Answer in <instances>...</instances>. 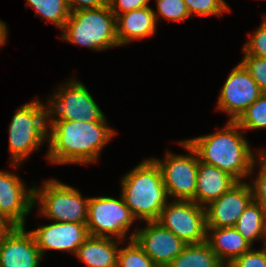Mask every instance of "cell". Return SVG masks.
<instances>
[{
    "mask_svg": "<svg viewBox=\"0 0 266 267\" xmlns=\"http://www.w3.org/2000/svg\"><path fill=\"white\" fill-rule=\"evenodd\" d=\"M106 124V121H55L49 126V161L58 164L95 162L115 133Z\"/></svg>",
    "mask_w": 266,
    "mask_h": 267,
    "instance_id": "6da1fadb",
    "label": "cell"
},
{
    "mask_svg": "<svg viewBox=\"0 0 266 267\" xmlns=\"http://www.w3.org/2000/svg\"><path fill=\"white\" fill-rule=\"evenodd\" d=\"M238 129L241 128L236 122L229 121L217 133L185 141L196 151L200 161L214 165L237 181H242V177L246 178L254 170L255 157Z\"/></svg>",
    "mask_w": 266,
    "mask_h": 267,
    "instance_id": "7a4b0ae2",
    "label": "cell"
},
{
    "mask_svg": "<svg viewBox=\"0 0 266 267\" xmlns=\"http://www.w3.org/2000/svg\"><path fill=\"white\" fill-rule=\"evenodd\" d=\"M122 197L136 219L154 221L167 202L162 174L153 159L138 164L122 179Z\"/></svg>",
    "mask_w": 266,
    "mask_h": 267,
    "instance_id": "3957f363",
    "label": "cell"
},
{
    "mask_svg": "<svg viewBox=\"0 0 266 267\" xmlns=\"http://www.w3.org/2000/svg\"><path fill=\"white\" fill-rule=\"evenodd\" d=\"M61 38L94 50L119 46L116 37V16L109 4L97 9L72 11Z\"/></svg>",
    "mask_w": 266,
    "mask_h": 267,
    "instance_id": "277c9868",
    "label": "cell"
},
{
    "mask_svg": "<svg viewBox=\"0 0 266 267\" xmlns=\"http://www.w3.org/2000/svg\"><path fill=\"white\" fill-rule=\"evenodd\" d=\"M44 105L39 100L24 104L14 114L9 125V151L12 166L26 159L33 150L47 140Z\"/></svg>",
    "mask_w": 266,
    "mask_h": 267,
    "instance_id": "5b68a950",
    "label": "cell"
},
{
    "mask_svg": "<svg viewBox=\"0 0 266 267\" xmlns=\"http://www.w3.org/2000/svg\"><path fill=\"white\" fill-rule=\"evenodd\" d=\"M39 201L40 214L55 222L86 223L89 198L83 199L79 190L48 180L41 190L34 187V204Z\"/></svg>",
    "mask_w": 266,
    "mask_h": 267,
    "instance_id": "8992f818",
    "label": "cell"
},
{
    "mask_svg": "<svg viewBox=\"0 0 266 267\" xmlns=\"http://www.w3.org/2000/svg\"><path fill=\"white\" fill-rule=\"evenodd\" d=\"M64 90L59 88V92L54 94L49 100L50 104L45 109V118L52 117L46 126L49 127L55 121H106L105 115L96 104L87 88L80 81L71 80ZM48 109V110H47ZM55 118V119H54Z\"/></svg>",
    "mask_w": 266,
    "mask_h": 267,
    "instance_id": "52a82bcc",
    "label": "cell"
},
{
    "mask_svg": "<svg viewBox=\"0 0 266 267\" xmlns=\"http://www.w3.org/2000/svg\"><path fill=\"white\" fill-rule=\"evenodd\" d=\"M136 220L126 206L123 197L89 198L87 212V230L91 236L116 237L121 240L125 237L132 223Z\"/></svg>",
    "mask_w": 266,
    "mask_h": 267,
    "instance_id": "ba28073f",
    "label": "cell"
},
{
    "mask_svg": "<svg viewBox=\"0 0 266 267\" xmlns=\"http://www.w3.org/2000/svg\"><path fill=\"white\" fill-rule=\"evenodd\" d=\"M156 221L187 245L203 243L209 234L205 207L195 201L174 200L166 204Z\"/></svg>",
    "mask_w": 266,
    "mask_h": 267,
    "instance_id": "9c48e42d",
    "label": "cell"
},
{
    "mask_svg": "<svg viewBox=\"0 0 266 267\" xmlns=\"http://www.w3.org/2000/svg\"><path fill=\"white\" fill-rule=\"evenodd\" d=\"M180 143L191 155L174 156L167 152L164 162L153 160L160 168L167 195L174 196V200L195 201L198 155L186 141Z\"/></svg>",
    "mask_w": 266,
    "mask_h": 267,
    "instance_id": "30bf717a",
    "label": "cell"
},
{
    "mask_svg": "<svg viewBox=\"0 0 266 267\" xmlns=\"http://www.w3.org/2000/svg\"><path fill=\"white\" fill-rule=\"evenodd\" d=\"M262 94L258 84L239 63L229 74L220 92L217 108L231 115L229 121L236 122Z\"/></svg>",
    "mask_w": 266,
    "mask_h": 267,
    "instance_id": "8fae6325",
    "label": "cell"
},
{
    "mask_svg": "<svg viewBox=\"0 0 266 267\" xmlns=\"http://www.w3.org/2000/svg\"><path fill=\"white\" fill-rule=\"evenodd\" d=\"M146 222V228L135 230L128 239H134L158 267H167L187 244L158 221Z\"/></svg>",
    "mask_w": 266,
    "mask_h": 267,
    "instance_id": "7c38bea8",
    "label": "cell"
},
{
    "mask_svg": "<svg viewBox=\"0 0 266 267\" xmlns=\"http://www.w3.org/2000/svg\"><path fill=\"white\" fill-rule=\"evenodd\" d=\"M252 200L251 185L238 181L222 196L205 207L207 228L234 227Z\"/></svg>",
    "mask_w": 266,
    "mask_h": 267,
    "instance_id": "4fadbf2b",
    "label": "cell"
},
{
    "mask_svg": "<svg viewBox=\"0 0 266 267\" xmlns=\"http://www.w3.org/2000/svg\"><path fill=\"white\" fill-rule=\"evenodd\" d=\"M26 190L16 174L0 171V214L14 227H24L25 217L35 206L34 186Z\"/></svg>",
    "mask_w": 266,
    "mask_h": 267,
    "instance_id": "5bb4252c",
    "label": "cell"
},
{
    "mask_svg": "<svg viewBox=\"0 0 266 267\" xmlns=\"http://www.w3.org/2000/svg\"><path fill=\"white\" fill-rule=\"evenodd\" d=\"M42 256L47 250L77 252L89 236L86 223L55 222L29 231Z\"/></svg>",
    "mask_w": 266,
    "mask_h": 267,
    "instance_id": "9a60e30c",
    "label": "cell"
},
{
    "mask_svg": "<svg viewBox=\"0 0 266 267\" xmlns=\"http://www.w3.org/2000/svg\"><path fill=\"white\" fill-rule=\"evenodd\" d=\"M42 259L34 237L25 227H13L0 245V267H38Z\"/></svg>",
    "mask_w": 266,
    "mask_h": 267,
    "instance_id": "2e32d148",
    "label": "cell"
},
{
    "mask_svg": "<svg viewBox=\"0 0 266 267\" xmlns=\"http://www.w3.org/2000/svg\"><path fill=\"white\" fill-rule=\"evenodd\" d=\"M237 182L226 171L214 165L204 163L198 158L195 202L206 207V205L218 199Z\"/></svg>",
    "mask_w": 266,
    "mask_h": 267,
    "instance_id": "e0dca14e",
    "label": "cell"
},
{
    "mask_svg": "<svg viewBox=\"0 0 266 267\" xmlns=\"http://www.w3.org/2000/svg\"><path fill=\"white\" fill-rule=\"evenodd\" d=\"M156 23L154 11L149 6L119 14L116 17L119 46L154 35Z\"/></svg>",
    "mask_w": 266,
    "mask_h": 267,
    "instance_id": "ac0fdd59",
    "label": "cell"
},
{
    "mask_svg": "<svg viewBox=\"0 0 266 267\" xmlns=\"http://www.w3.org/2000/svg\"><path fill=\"white\" fill-rule=\"evenodd\" d=\"M209 231L211 232V239L207 235L206 242L224 265L228 266L234 259L252 248V245L235 227L207 228V232Z\"/></svg>",
    "mask_w": 266,
    "mask_h": 267,
    "instance_id": "d6986e66",
    "label": "cell"
},
{
    "mask_svg": "<svg viewBox=\"0 0 266 267\" xmlns=\"http://www.w3.org/2000/svg\"><path fill=\"white\" fill-rule=\"evenodd\" d=\"M114 239L89 235L75 255L88 267H117L119 248Z\"/></svg>",
    "mask_w": 266,
    "mask_h": 267,
    "instance_id": "ffe728a7",
    "label": "cell"
},
{
    "mask_svg": "<svg viewBox=\"0 0 266 267\" xmlns=\"http://www.w3.org/2000/svg\"><path fill=\"white\" fill-rule=\"evenodd\" d=\"M167 267H225L205 241L188 244Z\"/></svg>",
    "mask_w": 266,
    "mask_h": 267,
    "instance_id": "44dd1931",
    "label": "cell"
},
{
    "mask_svg": "<svg viewBox=\"0 0 266 267\" xmlns=\"http://www.w3.org/2000/svg\"><path fill=\"white\" fill-rule=\"evenodd\" d=\"M234 227L252 245L255 239L262 238L266 232V210L252 200Z\"/></svg>",
    "mask_w": 266,
    "mask_h": 267,
    "instance_id": "7402d4cb",
    "label": "cell"
},
{
    "mask_svg": "<svg viewBox=\"0 0 266 267\" xmlns=\"http://www.w3.org/2000/svg\"><path fill=\"white\" fill-rule=\"evenodd\" d=\"M26 5H31L36 10L35 16L46 18L63 30L71 11L65 0H27Z\"/></svg>",
    "mask_w": 266,
    "mask_h": 267,
    "instance_id": "603a6c76",
    "label": "cell"
},
{
    "mask_svg": "<svg viewBox=\"0 0 266 267\" xmlns=\"http://www.w3.org/2000/svg\"><path fill=\"white\" fill-rule=\"evenodd\" d=\"M117 267H158L133 239L118 251Z\"/></svg>",
    "mask_w": 266,
    "mask_h": 267,
    "instance_id": "cb8c5ba5",
    "label": "cell"
},
{
    "mask_svg": "<svg viewBox=\"0 0 266 267\" xmlns=\"http://www.w3.org/2000/svg\"><path fill=\"white\" fill-rule=\"evenodd\" d=\"M241 129L266 127V93H263L236 121Z\"/></svg>",
    "mask_w": 266,
    "mask_h": 267,
    "instance_id": "d4e9b609",
    "label": "cell"
},
{
    "mask_svg": "<svg viewBox=\"0 0 266 267\" xmlns=\"http://www.w3.org/2000/svg\"><path fill=\"white\" fill-rule=\"evenodd\" d=\"M186 8L192 16L196 14L199 16L217 15L221 17V13L230 11L224 0H183Z\"/></svg>",
    "mask_w": 266,
    "mask_h": 267,
    "instance_id": "484cf974",
    "label": "cell"
},
{
    "mask_svg": "<svg viewBox=\"0 0 266 267\" xmlns=\"http://www.w3.org/2000/svg\"><path fill=\"white\" fill-rule=\"evenodd\" d=\"M157 7L158 12H154L156 21L157 16L172 21H184L190 17L183 0H157Z\"/></svg>",
    "mask_w": 266,
    "mask_h": 267,
    "instance_id": "4316f807",
    "label": "cell"
},
{
    "mask_svg": "<svg viewBox=\"0 0 266 267\" xmlns=\"http://www.w3.org/2000/svg\"><path fill=\"white\" fill-rule=\"evenodd\" d=\"M253 80L258 84L262 93H266V58L244 54L242 62Z\"/></svg>",
    "mask_w": 266,
    "mask_h": 267,
    "instance_id": "83f0119b",
    "label": "cell"
},
{
    "mask_svg": "<svg viewBox=\"0 0 266 267\" xmlns=\"http://www.w3.org/2000/svg\"><path fill=\"white\" fill-rule=\"evenodd\" d=\"M261 26L254 32L249 41L244 45L243 51L247 55L266 58V15Z\"/></svg>",
    "mask_w": 266,
    "mask_h": 267,
    "instance_id": "f1b7e54d",
    "label": "cell"
},
{
    "mask_svg": "<svg viewBox=\"0 0 266 267\" xmlns=\"http://www.w3.org/2000/svg\"><path fill=\"white\" fill-rule=\"evenodd\" d=\"M266 151L261 152L260 158V170L257 179L253 182L252 192L253 200L259 203L266 210Z\"/></svg>",
    "mask_w": 266,
    "mask_h": 267,
    "instance_id": "f546056e",
    "label": "cell"
},
{
    "mask_svg": "<svg viewBox=\"0 0 266 267\" xmlns=\"http://www.w3.org/2000/svg\"><path fill=\"white\" fill-rule=\"evenodd\" d=\"M227 267H266V253L263 250L250 249L234 259Z\"/></svg>",
    "mask_w": 266,
    "mask_h": 267,
    "instance_id": "4dcf8cb0",
    "label": "cell"
},
{
    "mask_svg": "<svg viewBox=\"0 0 266 267\" xmlns=\"http://www.w3.org/2000/svg\"><path fill=\"white\" fill-rule=\"evenodd\" d=\"M150 0H108L110 9L117 17L119 14L148 6Z\"/></svg>",
    "mask_w": 266,
    "mask_h": 267,
    "instance_id": "1f68e13d",
    "label": "cell"
},
{
    "mask_svg": "<svg viewBox=\"0 0 266 267\" xmlns=\"http://www.w3.org/2000/svg\"><path fill=\"white\" fill-rule=\"evenodd\" d=\"M70 11L97 9L108 4V0H65Z\"/></svg>",
    "mask_w": 266,
    "mask_h": 267,
    "instance_id": "d6a6232c",
    "label": "cell"
},
{
    "mask_svg": "<svg viewBox=\"0 0 266 267\" xmlns=\"http://www.w3.org/2000/svg\"><path fill=\"white\" fill-rule=\"evenodd\" d=\"M6 24L0 20V47L6 42L7 29Z\"/></svg>",
    "mask_w": 266,
    "mask_h": 267,
    "instance_id": "836d02e7",
    "label": "cell"
},
{
    "mask_svg": "<svg viewBox=\"0 0 266 267\" xmlns=\"http://www.w3.org/2000/svg\"><path fill=\"white\" fill-rule=\"evenodd\" d=\"M14 226L0 214V230H11Z\"/></svg>",
    "mask_w": 266,
    "mask_h": 267,
    "instance_id": "e575fe53",
    "label": "cell"
},
{
    "mask_svg": "<svg viewBox=\"0 0 266 267\" xmlns=\"http://www.w3.org/2000/svg\"><path fill=\"white\" fill-rule=\"evenodd\" d=\"M10 230H0V245L2 242V239L4 238V236L9 232Z\"/></svg>",
    "mask_w": 266,
    "mask_h": 267,
    "instance_id": "d590c367",
    "label": "cell"
},
{
    "mask_svg": "<svg viewBox=\"0 0 266 267\" xmlns=\"http://www.w3.org/2000/svg\"><path fill=\"white\" fill-rule=\"evenodd\" d=\"M266 236V232L264 234V237ZM266 238V237H265ZM265 248L263 249V251L266 253V241L264 242Z\"/></svg>",
    "mask_w": 266,
    "mask_h": 267,
    "instance_id": "8d00e7d4",
    "label": "cell"
}]
</instances>
